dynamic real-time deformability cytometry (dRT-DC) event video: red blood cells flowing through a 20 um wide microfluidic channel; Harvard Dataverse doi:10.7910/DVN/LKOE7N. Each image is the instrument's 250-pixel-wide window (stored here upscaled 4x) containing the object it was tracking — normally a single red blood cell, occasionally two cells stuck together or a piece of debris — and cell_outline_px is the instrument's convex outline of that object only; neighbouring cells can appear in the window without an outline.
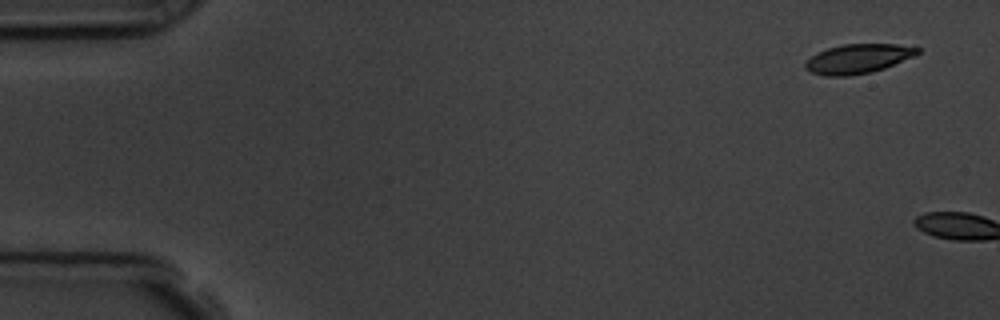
{"species": "common noctule bat (a hibernating species)", "species_latin": "Nyctalus noctula", "temperature_condition": "room temperature", "stored_images_in_passage": 2, "camera_frame_rate_fps": 3000, "um_per_image_px": 0.085, "animal": {"sex": "male", "body_mass_g": 19.5, "forearm_length_mm": 54.6}, "frame": {"image": 1, "passage_image": 1, "time_ms": 0.0, "image_size_px": [1000, 320], "cell_outline_px": [[920, 52], [916, 56], [884, 68], [872, 72], [848, 76], [824, 76], [812, 72], [804, 68], [804, 64], [812, 56], [828, 48], [844, 44], [896, 44], [920, 48]], "centroid_in_image_um": [72.96, 5.0], "position_along_channel_um": 12.0, "area_um2": 19.13}}